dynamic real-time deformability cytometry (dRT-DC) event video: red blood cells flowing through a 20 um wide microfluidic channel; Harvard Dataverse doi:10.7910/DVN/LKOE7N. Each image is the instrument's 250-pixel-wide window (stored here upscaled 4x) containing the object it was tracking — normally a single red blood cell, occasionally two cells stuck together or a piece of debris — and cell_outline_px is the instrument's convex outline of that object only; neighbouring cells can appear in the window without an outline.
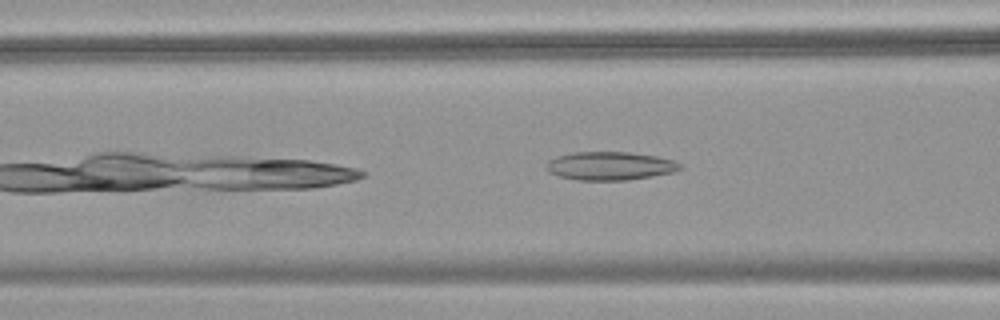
{"species": "common noctule bat (a hibernating species)", "species_latin": "Nyctalus noctula", "temperature_condition": "warm", "stored_images_in_passage": 33, "camera_frame_rate_fps": 3000, "um_per_image_px": 0.085, "animal": {"sex": "female", "body_mass_g": 18.4}, "frame": {"image": 1, "passage_image": 7, "time_ms": 2.0, "image_size_px": [1000, 320], "cell_outline_px": [[684, 168], [672, 172], [652, 176], [628, 180], [576, 180], [560, 176], [548, 172], [544, 168], [548, 160], [556, 156], [572, 152], [628, 152], [656, 156], [676, 160]], "centroid_in_image_um": [51.83, 14.1], "position_along_channel_um": 114.8, "area_um2": 22.31}}
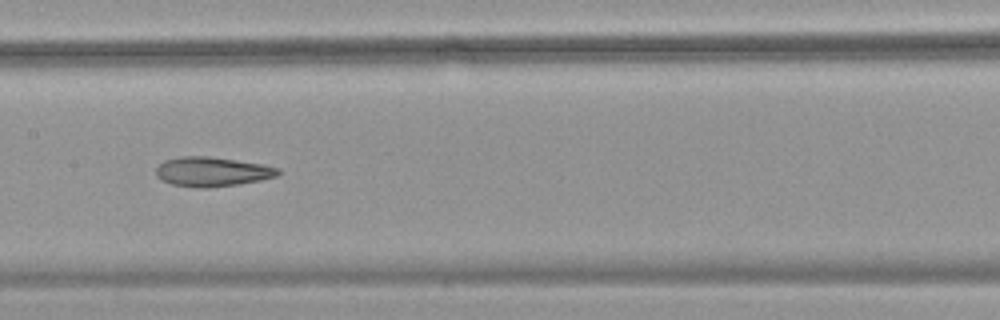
{"frame": {"image": 2, "passage_image": 13, "time_ms": 4.0, "image_size_px": [1000, 320], "cell_outline_px": [[280, 172], [276, 176], [260, 180], [236, 184], [208, 188], [196, 188], [172, 184], [160, 180], [156, 176], [156, 168], [164, 160], [180, 156], [208, 156], [236, 160], [260, 164], [280, 168]], "centroid_in_image_um": [17.98, 14.59], "position_along_channel_um": 189.4, "area_um2": 20.92}}
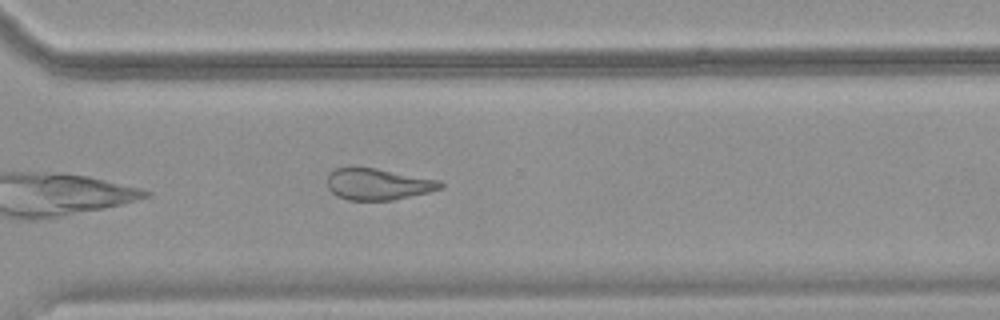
{"frame": {"image": 3, "passage_image": 25, "time_ms": 8.0, "image_size_px": [1000, 320], "cell_outline_px": [[444, 188], [428, 192], [392, 200], [348, 200], [336, 196], [328, 188], [328, 172], [336, 168], [348, 164], [376, 168], [440, 180], [444, 184]], "centroid_in_image_um": [32.08, 15.62], "position_along_channel_um": 338.5, "area_um2": 21.27}, "authors_computed_cell_mechanics": {"area_um2": 21.2704, "velocity_mm_per_s": 3.7411, "shape_relaxation_time_tau1_ms": null, "shape_relaxation_time_tau2_ms": 5.2069, "deformation_change_tau1": null, "deformation_change_tau2": 0.141}}